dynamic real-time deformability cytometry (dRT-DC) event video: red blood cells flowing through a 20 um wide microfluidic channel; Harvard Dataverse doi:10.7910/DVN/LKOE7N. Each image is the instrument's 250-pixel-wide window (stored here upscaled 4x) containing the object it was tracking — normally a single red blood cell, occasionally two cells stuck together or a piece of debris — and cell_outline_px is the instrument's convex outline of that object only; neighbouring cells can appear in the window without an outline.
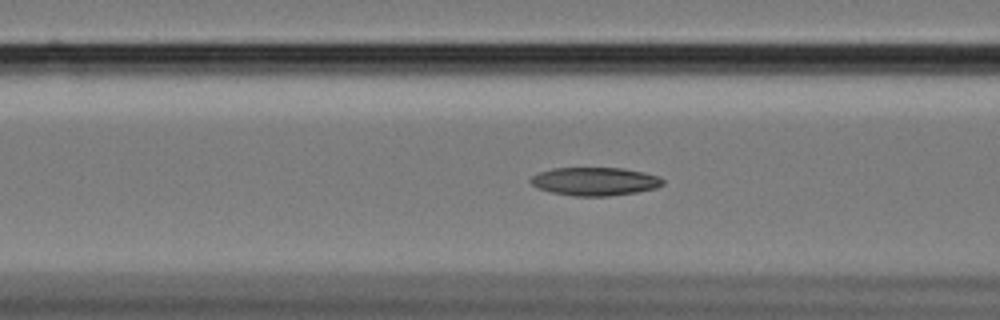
{"species": "Egyptian fruit bat (a non-hibernating species)", "species_latin": "Rousettus aegyptiacus", "temperature_condition": "cold", "stored_images_in_passage": 58, "camera_frame_rate_fps": 3000, "um_per_image_px": 0.085, "animal": {"sex": "female"}, "frame": {"image": 1, "passage_image": 23, "time_ms": 7.333, "image_size_px": [1000, 320], "cell_outline_px": [[664, 184], [656, 188], [636, 192], [608, 196], [572, 196], [552, 192], [540, 188], [532, 184], [528, 180], [532, 176], [540, 172], [552, 168], [624, 168], [644, 172], [660, 176], [664, 180]], "centroid_in_image_um": [50.6, 15.41], "position_along_channel_um": 116.0, "area_um2": 21.79}}
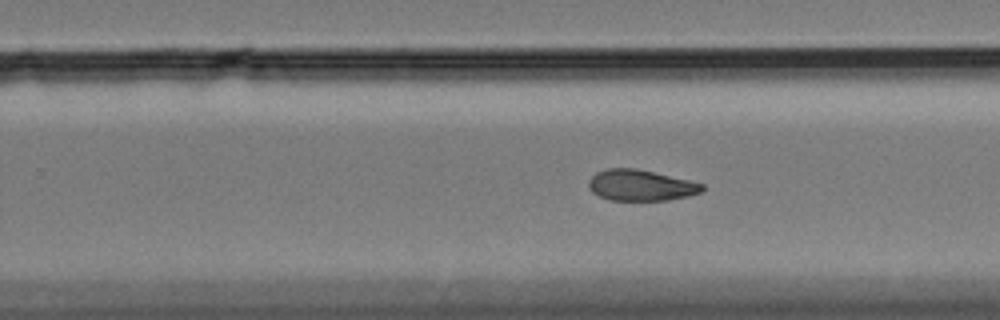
{"frame": {"image": 2, "passage_image": 37, "time_ms": 12.0, "image_size_px": [1000, 320], "cell_outline_px": [[704, 188], [700, 192], [688, 196], [668, 200], [608, 200], [592, 192], [588, 188], [588, 180], [596, 172], [608, 168], [636, 168], [688, 180], [704, 184]], "centroid_in_image_um": [54.42, 15.75], "position_along_channel_um": 275.4, "area_um2": 20.46}}
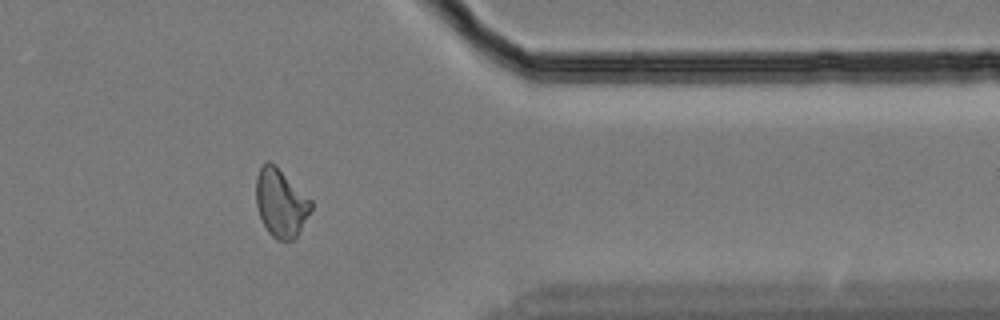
{"frame": {"image": 3, "passage_image": 48, "time_ms": 15.667, "image_size_px": [1000, 320], "cell_outline_px": [[312, 208], [296, 236], [292, 240], [276, 240], [268, 232], [260, 216], [256, 204], [256, 176], [260, 168], [268, 160], [312, 200]], "centroid_in_image_um": [23.85, 17.27], "position_along_channel_um": 387.5, "area_um2": 21.27}, "authors_computed_cell_mechanics": {"area_um2": 21.7617, "velocity_mm_per_s": 3.4068, "shape_relaxation_time_tau1_ms": null, "shape_relaxation_time_tau2_ms": 6.744, "deformation_change_tau1": null, "deformation_change_tau2": 0.1312}}